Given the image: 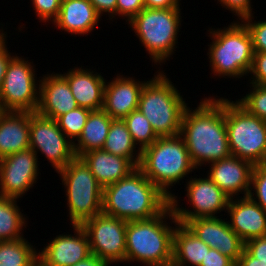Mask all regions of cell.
<instances>
[{
	"label": "cell",
	"mask_w": 266,
	"mask_h": 266,
	"mask_svg": "<svg viewBox=\"0 0 266 266\" xmlns=\"http://www.w3.org/2000/svg\"><path fill=\"white\" fill-rule=\"evenodd\" d=\"M195 108L186 107L180 136L198 170L204 164L231 156V152L225 124V97H205Z\"/></svg>",
	"instance_id": "cell-1"
},
{
	"label": "cell",
	"mask_w": 266,
	"mask_h": 266,
	"mask_svg": "<svg viewBox=\"0 0 266 266\" xmlns=\"http://www.w3.org/2000/svg\"><path fill=\"white\" fill-rule=\"evenodd\" d=\"M170 198L137 167L122 180L103 188L102 213L125 221L160 215Z\"/></svg>",
	"instance_id": "cell-2"
},
{
	"label": "cell",
	"mask_w": 266,
	"mask_h": 266,
	"mask_svg": "<svg viewBox=\"0 0 266 266\" xmlns=\"http://www.w3.org/2000/svg\"><path fill=\"white\" fill-rule=\"evenodd\" d=\"M168 219L175 227L168 225ZM178 223L170 205L154 218L127 221L126 263L172 265L173 233Z\"/></svg>",
	"instance_id": "cell-3"
},
{
	"label": "cell",
	"mask_w": 266,
	"mask_h": 266,
	"mask_svg": "<svg viewBox=\"0 0 266 266\" xmlns=\"http://www.w3.org/2000/svg\"><path fill=\"white\" fill-rule=\"evenodd\" d=\"M138 168L169 198L171 188L197 170L180 135L159 137L144 148Z\"/></svg>",
	"instance_id": "cell-4"
},
{
	"label": "cell",
	"mask_w": 266,
	"mask_h": 266,
	"mask_svg": "<svg viewBox=\"0 0 266 266\" xmlns=\"http://www.w3.org/2000/svg\"><path fill=\"white\" fill-rule=\"evenodd\" d=\"M158 71L144 84L138 110L148 119L158 137L177 136L188 104L167 75Z\"/></svg>",
	"instance_id": "cell-5"
},
{
	"label": "cell",
	"mask_w": 266,
	"mask_h": 266,
	"mask_svg": "<svg viewBox=\"0 0 266 266\" xmlns=\"http://www.w3.org/2000/svg\"><path fill=\"white\" fill-rule=\"evenodd\" d=\"M207 31L213 40L208 45L207 53L213 75L232 79L249 76L254 51L252 37L246 25L242 21H234L223 29L209 28Z\"/></svg>",
	"instance_id": "cell-6"
},
{
	"label": "cell",
	"mask_w": 266,
	"mask_h": 266,
	"mask_svg": "<svg viewBox=\"0 0 266 266\" xmlns=\"http://www.w3.org/2000/svg\"><path fill=\"white\" fill-rule=\"evenodd\" d=\"M181 10L144 8L128 23L154 65L165 64L176 51L182 22Z\"/></svg>",
	"instance_id": "cell-7"
},
{
	"label": "cell",
	"mask_w": 266,
	"mask_h": 266,
	"mask_svg": "<svg viewBox=\"0 0 266 266\" xmlns=\"http://www.w3.org/2000/svg\"><path fill=\"white\" fill-rule=\"evenodd\" d=\"M225 124L232 156L253 166L266 164V121L225 98Z\"/></svg>",
	"instance_id": "cell-8"
},
{
	"label": "cell",
	"mask_w": 266,
	"mask_h": 266,
	"mask_svg": "<svg viewBox=\"0 0 266 266\" xmlns=\"http://www.w3.org/2000/svg\"><path fill=\"white\" fill-rule=\"evenodd\" d=\"M57 173L66 189L71 225H81L102 213L103 187L80 157L72 159Z\"/></svg>",
	"instance_id": "cell-9"
},
{
	"label": "cell",
	"mask_w": 266,
	"mask_h": 266,
	"mask_svg": "<svg viewBox=\"0 0 266 266\" xmlns=\"http://www.w3.org/2000/svg\"><path fill=\"white\" fill-rule=\"evenodd\" d=\"M34 68L22 56L15 54L10 60L0 88V106L4 111L36 112L40 79L37 80Z\"/></svg>",
	"instance_id": "cell-10"
},
{
	"label": "cell",
	"mask_w": 266,
	"mask_h": 266,
	"mask_svg": "<svg viewBox=\"0 0 266 266\" xmlns=\"http://www.w3.org/2000/svg\"><path fill=\"white\" fill-rule=\"evenodd\" d=\"M80 226L88 236L93 255L109 266L126 262L127 221L101 213L85 220Z\"/></svg>",
	"instance_id": "cell-11"
},
{
	"label": "cell",
	"mask_w": 266,
	"mask_h": 266,
	"mask_svg": "<svg viewBox=\"0 0 266 266\" xmlns=\"http://www.w3.org/2000/svg\"><path fill=\"white\" fill-rule=\"evenodd\" d=\"M186 197L192 210L179 204L177 196L170 197V206L177 221L185 224L195 218L219 217L221 211H227L230 198L208 177L186 179ZM181 206V208H180Z\"/></svg>",
	"instance_id": "cell-12"
},
{
	"label": "cell",
	"mask_w": 266,
	"mask_h": 266,
	"mask_svg": "<svg viewBox=\"0 0 266 266\" xmlns=\"http://www.w3.org/2000/svg\"><path fill=\"white\" fill-rule=\"evenodd\" d=\"M30 148L47 158L55 171L64 168L76 157L73 142L58 127L55 119L31 112Z\"/></svg>",
	"instance_id": "cell-13"
},
{
	"label": "cell",
	"mask_w": 266,
	"mask_h": 266,
	"mask_svg": "<svg viewBox=\"0 0 266 266\" xmlns=\"http://www.w3.org/2000/svg\"><path fill=\"white\" fill-rule=\"evenodd\" d=\"M37 154L27 148L0 159V196L21 198L39 176Z\"/></svg>",
	"instance_id": "cell-14"
},
{
	"label": "cell",
	"mask_w": 266,
	"mask_h": 266,
	"mask_svg": "<svg viewBox=\"0 0 266 266\" xmlns=\"http://www.w3.org/2000/svg\"><path fill=\"white\" fill-rule=\"evenodd\" d=\"M73 234H59L41 250L38 262L42 266H72L92 255L86 232L80 225H72Z\"/></svg>",
	"instance_id": "cell-15"
},
{
	"label": "cell",
	"mask_w": 266,
	"mask_h": 266,
	"mask_svg": "<svg viewBox=\"0 0 266 266\" xmlns=\"http://www.w3.org/2000/svg\"><path fill=\"white\" fill-rule=\"evenodd\" d=\"M223 217H206L188 220L184 225L210 248L237 263L244 249L242 239L230 228Z\"/></svg>",
	"instance_id": "cell-16"
},
{
	"label": "cell",
	"mask_w": 266,
	"mask_h": 266,
	"mask_svg": "<svg viewBox=\"0 0 266 266\" xmlns=\"http://www.w3.org/2000/svg\"><path fill=\"white\" fill-rule=\"evenodd\" d=\"M207 176L231 199L248 196L253 165L236 156L211 162ZM243 192V193H242Z\"/></svg>",
	"instance_id": "cell-17"
},
{
	"label": "cell",
	"mask_w": 266,
	"mask_h": 266,
	"mask_svg": "<svg viewBox=\"0 0 266 266\" xmlns=\"http://www.w3.org/2000/svg\"><path fill=\"white\" fill-rule=\"evenodd\" d=\"M226 213L230 216V228L244 243L266 236V211L249 196L231 198Z\"/></svg>",
	"instance_id": "cell-18"
},
{
	"label": "cell",
	"mask_w": 266,
	"mask_h": 266,
	"mask_svg": "<svg viewBox=\"0 0 266 266\" xmlns=\"http://www.w3.org/2000/svg\"><path fill=\"white\" fill-rule=\"evenodd\" d=\"M104 88L103 110L112 119L123 120L132 111L138 109L139 97L147 81H137L129 76L117 74Z\"/></svg>",
	"instance_id": "cell-19"
},
{
	"label": "cell",
	"mask_w": 266,
	"mask_h": 266,
	"mask_svg": "<svg viewBox=\"0 0 266 266\" xmlns=\"http://www.w3.org/2000/svg\"><path fill=\"white\" fill-rule=\"evenodd\" d=\"M39 85V103L36 112L42 116L57 117L78 108L67 80L54 71L42 75Z\"/></svg>",
	"instance_id": "cell-20"
},
{
	"label": "cell",
	"mask_w": 266,
	"mask_h": 266,
	"mask_svg": "<svg viewBox=\"0 0 266 266\" xmlns=\"http://www.w3.org/2000/svg\"><path fill=\"white\" fill-rule=\"evenodd\" d=\"M60 74L67 80L79 107L91 111L103 109L104 88L107 80L104 79L101 72L74 66L68 72Z\"/></svg>",
	"instance_id": "cell-21"
},
{
	"label": "cell",
	"mask_w": 266,
	"mask_h": 266,
	"mask_svg": "<svg viewBox=\"0 0 266 266\" xmlns=\"http://www.w3.org/2000/svg\"><path fill=\"white\" fill-rule=\"evenodd\" d=\"M100 19L89 0H63L58 17L52 23L68 34L84 36L93 32Z\"/></svg>",
	"instance_id": "cell-22"
},
{
	"label": "cell",
	"mask_w": 266,
	"mask_h": 266,
	"mask_svg": "<svg viewBox=\"0 0 266 266\" xmlns=\"http://www.w3.org/2000/svg\"><path fill=\"white\" fill-rule=\"evenodd\" d=\"M30 111H4L0 117V159L30 148Z\"/></svg>",
	"instance_id": "cell-23"
},
{
	"label": "cell",
	"mask_w": 266,
	"mask_h": 266,
	"mask_svg": "<svg viewBox=\"0 0 266 266\" xmlns=\"http://www.w3.org/2000/svg\"><path fill=\"white\" fill-rule=\"evenodd\" d=\"M104 188L128 176L137 167L128 159L102 149L91 150L80 156Z\"/></svg>",
	"instance_id": "cell-24"
},
{
	"label": "cell",
	"mask_w": 266,
	"mask_h": 266,
	"mask_svg": "<svg viewBox=\"0 0 266 266\" xmlns=\"http://www.w3.org/2000/svg\"><path fill=\"white\" fill-rule=\"evenodd\" d=\"M209 250L210 246L201 241L184 224L176 225L173 233V266H200Z\"/></svg>",
	"instance_id": "cell-25"
},
{
	"label": "cell",
	"mask_w": 266,
	"mask_h": 266,
	"mask_svg": "<svg viewBox=\"0 0 266 266\" xmlns=\"http://www.w3.org/2000/svg\"><path fill=\"white\" fill-rule=\"evenodd\" d=\"M112 120L103 109L90 111L80 137L73 143L76 157L91 150L102 149Z\"/></svg>",
	"instance_id": "cell-26"
},
{
	"label": "cell",
	"mask_w": 266,
	"mask_h": 266,
	"mask_svg": "<svg viewBox=\"0 0 266 266\" xmlns=\"http://www.w3.org/2000/svg\"><path fill=\"white\" fill-rule=\"evenodd\" d=\"M136 146L126 123L121 119H113L102 150L128 158L138 167L141 160V150Z\"/></svg>",
	"instance_id": "cell-27"
},
{
	"label": "cell",
	"mask_w": 266,
	"mask_h": 266,
	"mask_svg": "<svg viewBox=\"0 0 266 266\" xmlns=\"http://www.w3.org/2000/svg\"><path fill=\"white\" fill-rule=\"evenodd\" d=\"M17 198L0 196V241H14L23 238V227L27 218L18 206Z\"/></svg>",
	"instance_id": "cell-28"
},
{
	"label": "cell",
	"mask_w": 266,
	"mask_h": 266,
	"mask_svg": "<svg viewBox=\"0 0 266 266\" xmlns=\"http://www.w3.org/2000/svg\"><path fill=\"white\" fill-rule=\"evenodd\" d=\"M25 237L14 241H0V266H35L38 249Z\"/></svg>",
	"instance_id": "cell-29"
},
{
	"label": "cell",
	"mask_w": 266,
	"mask_h": 266,
	"mask_svg": "<svg viewBox=\"0 0 266 266\" xmlns=\"http://www.w3.org/2000/svg\"><path fill=\"white\" fill-rule=\"evenodd\" d=\"M123 121L126 123L134 143L141 151L159 138L148 119L138 109L132 111Z\"/></svg>",
	"instance_id": "cell-30"
},
{
	"label": "cell",
	"mask_w": 266,
	"mask_h": 266,
	"mask_svg": "<svg viewBox=\"0 0 266 266\" xmlns=\"http://www.w3.org/2000/svg\"><path fill=\"white\" fill-rule=\"evenodd\" d=\"M90 111V109L78 107L55 119L58 127L73 143L80 137Z\"/></svg>",
	"instance_id": "cell-31"
},
{
	"label": "cell",
	"mask_w": 266,
	"mask_h": 266,
	"mask_svg": "<svg viewBox=\"0 0 266 266\" xmlns=\"http://www.w3.org/2000/svg\"><path fill=\"white\" fill-rule=\"evenodd\" d=\"M250 86L252 87L251 91L236 101L251 115L266 121V86L252 83Z\"/></svg>",
	"instance_id": "cell-32"
},
{
	"label": "cell",
	"mask_w": 266,
	"mask_h": 266,
	"mask_svg": "<svg viewBox=\"0 0 266 266\" xmlns=\"http://www.w3.org/2000/svg\"><path fill=\"white\" fill-rule=\"evenodd\" d=\"M248 196L266 211V164L253 166Z\"/></svg>",
	"instance_id": "cell-33"
},
{
	"label": "cell",
	"mask_w": 266,
	"mask_h": 266,
	"mask_svg": "<svg viewBox=\"0 0 266 266\" xmlns=\"http://www.w3.org/2000/svg\"><path fill=\"white\" fill-rule=\"evenodd\" d=\"M253 19L252 15L242 20L252 37L253 51L266 52V20L254 21Z\"/></svg>",
	"instance_id": "cell-34"
},
{
	"label": "cell",
	"mask_w": 266,
	"mask_h": 266,
	"mask_svg": "<svg viewBox=\"0 0 266 266\" xmlns=\"http://www.w3.org/2000/svg\"><path fill=\"white\" fill-rule=\"evenodd\" d=\"M35 15L43 23L53 22L59 14L63 0H31Z\"/></svg>",
	"instance_id": "cell-35"
},
{
	"label": "cell",
	"mask_w": 266,
	"mask_h": 266,
	"mask_svg": "<svg viewBox=\"0 0 266 266\" xmlns=\"http://www.w3.org/2000/svg\"><path fill=\"white\" fill-rule=\"evenodd\" d=\"M249 83L266 86V52H254ZM252 74V75H251Z\"/></svg>",
	"instance_id": "cell-36"
},
{
	"label": "cell",
	"mask_w": 266,
	"mask_h": 266,
	"mask_svg": "<svg viewBox=\"0 0 266 266\" xmlns=\"http://www.w3.org/2000/svg\"><path fill=\"white\" fill-rule=\"evenodd\" d=\"M144 8V0H117L116 16L129 23Z\"/></svg>",
	"instance_id": "cell-37"
},
{
	"label": "cell",
	"mask_w": 266,
	"mask_h": 266,
	"mask_svg": "<svg viewBox=\"0 0 266 266\" xmlns=\"http://www.w3.org/2000/svg\"><path fill=\"white\" fill-rule=\"evenodd\" d=\"M217 2H220L219 4L225 7V9L230 10L231 13H235L234 15L237 16L240 22L254 14L251 0H218Z\"/></svg>",
	"instance_id": "cell-38"
},
{
	"label": "cell",
	"mask_w": 266,
	"mask_h": 266,
	"mask_svg": "<svg viewBox=\"0 0 266 266\" xmlns=\"http://www.w3.org/2000/svg\"><path fill=\"white\" fill-rule=\"evenodd\" d=\"M244 249L252 257L266 263V236L248 240L244 243Z\"/></svg>",
	"instance_id": "cell-39"
},
{
	"label": "cell",
	"mask_w": 266,
	"mask_h": 266,
	"mask_svg": "<svg viewBox=\"0 0 266 266\" xmlns=\"http://www.w3.org/2000/svg\"><path fill=\"white\" fill-rule=\"evenodd\" d=\"M200 266H236V263L217 249L210 248Z\"/></svg>",
	"instance_id": "cell-40"
},
{
	"label": "cell",
	"mask_w": 266,
	"mask_h": 266,
	"mask_svg": "<svg viewBox=\"0 0 266 266\" xmlns=\"http://www.w3.org/2000/svg\"><path fill=\"white\" fill-rule=\"evenodd\" d=\"M1 28L2 29H0V88L6 74V68L8 66V63L14 57V55H12L9 50H7L9 49L6 45L7 35L4 32V28L3 27Z\"/></svg>",
	"instance_id": "cell-41"
},
{
	"label": "cell",
	"mask_w": 266,
	"mask_h": 266,
	"mask_svg": "<svg viewBox=\"0 0 266 266\" xmlns=\"http://www.w3.org/2000/svg\"><path fill=\"white\" fill-rule=\"evenodd\" d=\"M94 6L96 12L103 16V13L109 15V19H113L116 16V4L117 0H89Z\"/></svg>",
	"instance_id": "cell-42"
},
{
	"label": "cell",
	"mask_w": 266,
	"mask_h": 266,
	"mask_svg": "<svg viewBox=\"0 0 266 266\" xmlns=\"http://www.w3.org/2000/svg\"><path fill=\"white\" fill-rule=\"evenodd\" d=\"M181 0H144L145 8L149 9H170L180 8Z\"/></svg>",
	"instance_id": "cell-43"
},
{
	"label": "cell",
	"mask_w": 266,
	"mask_h": 266,
	"mask_svg": "<svg viewBox=\"0 0 266 266\" xmlns=\"http://www.w3.org/2000/svg\"><path fill=\"white\" fill-rule=\"evenodd\" d=\"M236 266H266V263L252 257L245 249H243Z\"/></svg>",
	"instance_id": "cell-44"
},
{
	"label": "cell",
	"mask_w": 266,
	"mask_h": 266,
	"mask_svg": "<svg viewBox=\"0 0 266 266\" xmlns=\"http://www.w3.org/2000/svg\"><path fill=\"white\" fill-rule=\"evenodd\" d=\"M72 266H109L105 261L99 259L95 255H91L85 260L79 261L78 263Z\"/></svg>",
	"instance_id": "cell-45"
},
{
	"label": "cell",
	"mask_w": 266,
	"mask_h": 266,
	"mask_svg": "<svg viewBox=\"0 0 266 266\" xmlns=\"http://www.w3.org/2000/svg\"><path fill=\"white\" fill-rule=\"evenodd\" d=\"M4 112V110L2 109V107L0 106V117L2 115V113Z\"/></svg>",
	"instance_id": "cell-46"
},
{
	"label": "cell",
	"mask_w": 266,
	"mask_h": 266,
	"mask_svg": "<svg viewBox=\"0 0 266 266\" xmlns=\"http://www.w3.org/2000/svg\"><path fill=\"white\" fill-rule=\"evenodd\" d=\"M35 266H42L39 262Z\"/></svg>",
	"instance_id": "cell-47"
}]
</instances>
